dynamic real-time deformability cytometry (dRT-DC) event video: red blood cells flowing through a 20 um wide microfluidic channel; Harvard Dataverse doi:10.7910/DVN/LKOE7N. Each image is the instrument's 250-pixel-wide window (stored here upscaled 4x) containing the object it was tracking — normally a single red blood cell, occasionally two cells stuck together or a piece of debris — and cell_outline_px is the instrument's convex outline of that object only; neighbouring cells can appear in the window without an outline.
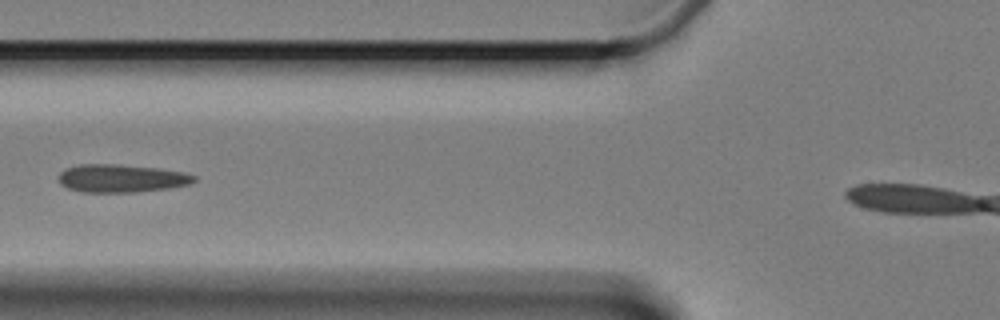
{"species": "Egyptian fruit bat (a non-hibernating species)", "species_latin": "Rousettus aegyptiacus", "temperature_condition": "cold", "stored_images_in_passage": 12, "camera_frame_rate_fps": 3000, "um_per_image_px": 0.085, "animal": {"sex": "female"}, "frame": {"image": 1, "passage_image": 4, "time_ms": 4.667, "image_size_px": [1000, 320], "cell_outline_px": [[196, 180], [192, 184], [168, 188], [136, 192], [80, 192], [68, 188], [60, 184], [60, 172], [68, 168], [80, 164], [116, 164], [160, 168], [184, 172], [196, 176]], "centroid_in_image_um": [10.36, 15.16], "position_along_channel_um": 115.4, "area_um2": 22.14}}
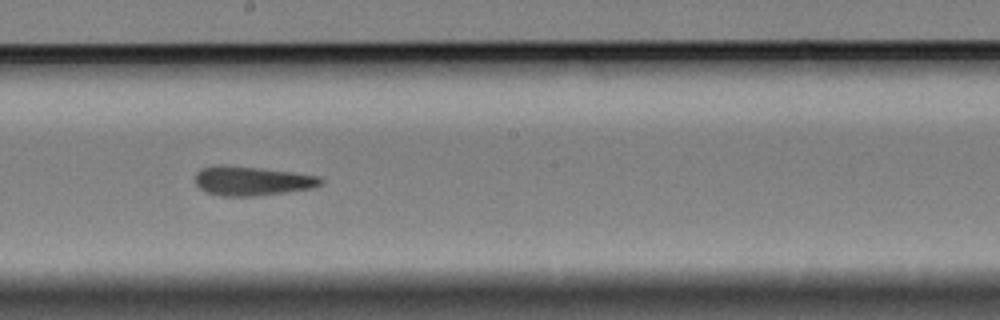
{"frame": {"image": 2, "passage_image": 7, "time_ms": 8.0, "image_size_px": [1000, 320], "cell_outline_px": [[324, 184], [312, 188], [288, 192], [256, 196], [220, 196], [208, 192], [200, 188], [196, 184], [196, 172], [200, 168], [220, 164], [224, 164], [292, 172], [320, 176], [324, 180]], "centroid_in_image_um": [21.44, 15.37], "position_along_channel_um": 226.8, "area_um2": 21.56}}
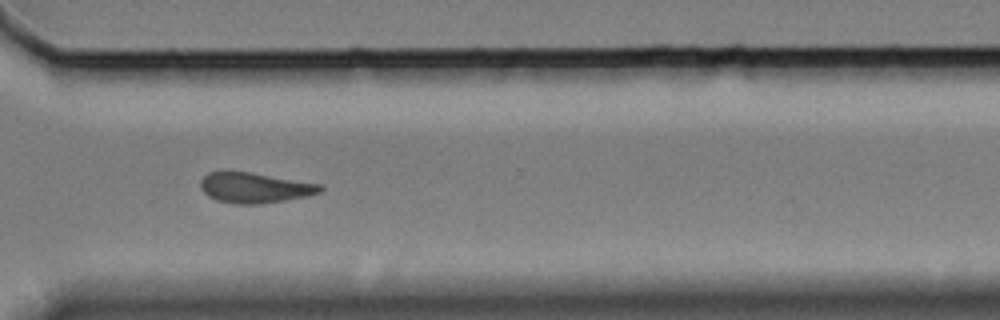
{"frame": {"image": 3, "passage_image": 10, "time_ms": 11.667, "image_size_px": [1000, 320], "cell_outline_px": [[324, 188], [320, 192], [308, 196], [260, 204], [236, 204], [216, 200], [208, 196], [200, 188], [200, 180], [208, 172], [248, 172], [320, 184]], "centroid_in_image_um": [21.63, 15.97], "position_along_channel_um": 349.0, "area_um2": 20.92}}